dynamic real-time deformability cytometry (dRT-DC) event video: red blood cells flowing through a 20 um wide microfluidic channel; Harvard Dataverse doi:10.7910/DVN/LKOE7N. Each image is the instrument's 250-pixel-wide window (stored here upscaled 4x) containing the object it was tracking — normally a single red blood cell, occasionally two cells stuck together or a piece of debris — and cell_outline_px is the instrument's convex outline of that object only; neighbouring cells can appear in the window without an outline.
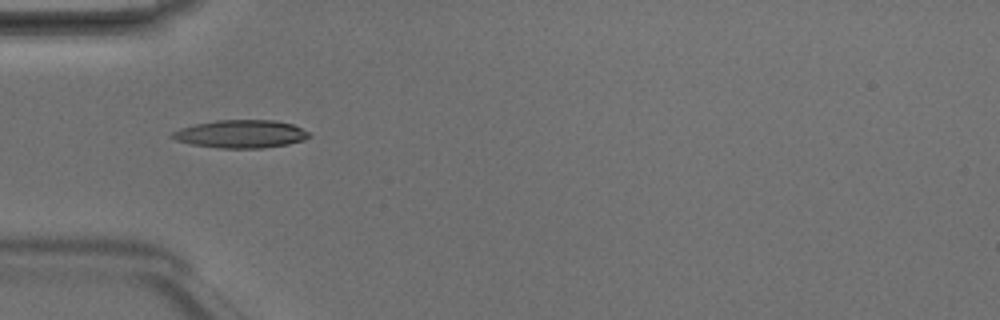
{"species": "Egyptian fruit bat (a non-hibernating species)", "species_latin": "Rousettus aegyptiacus", "temperature_condition": "room temperature", "stored_images_in_passage": 6, "camera_frame_rate_fps": 3000, "um_per_image_px": 0.085, "animal": {"sex": "male"}, "frame": {"image": 1, "passage_image": 5, "time_ms": 1.333, "image_size_px": [1000, 320], "cell_outline_px": [[312, 136], [304, 140], [288, 144], [260, 148], [220, 148], [192, 144], [176, 140], [168, 136], [172, 132], [180, 128], [196, 124], [216, 120], [276, 120], [292, 124], [308, 132]], "centroid_in_image_um": [20.47, 11.38], "position_along_channel_um": 64.5, "area_um2": 22.25}}